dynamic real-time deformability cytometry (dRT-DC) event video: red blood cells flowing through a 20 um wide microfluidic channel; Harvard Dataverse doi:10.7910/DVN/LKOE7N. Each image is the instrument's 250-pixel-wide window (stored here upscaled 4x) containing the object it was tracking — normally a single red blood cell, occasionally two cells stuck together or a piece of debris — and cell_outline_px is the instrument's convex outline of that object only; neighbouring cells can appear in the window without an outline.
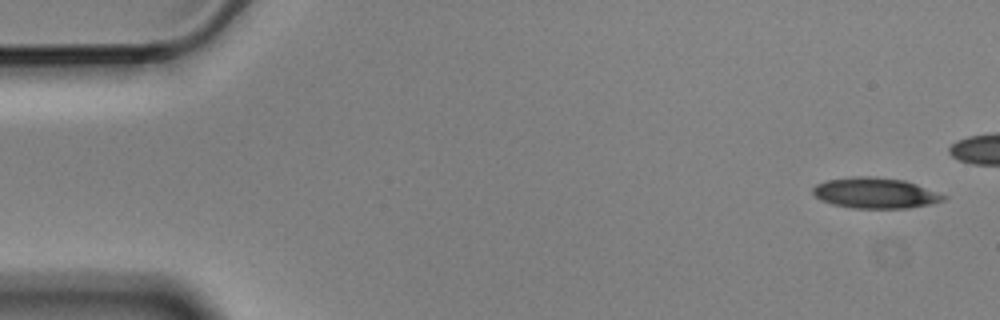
{"species": "Egyptian fruit bat (a non-hibernating species)", "species_latin": "Rousettus aegyptiacus", "temperature_condition": "cold", "stored_images_in_passage": 5, "camera_frame_rate_fps": 3000, "um_per_image_px": 0.085, "animal": {"sex": "male"}, "frame": {"image": 1, "passage_image": 1, "time_ms": 0.0, "image_size_px": [1000, 320], "cell_outline_px": [[948, 196], [944, 200], [932, 204], [908, 208], [852, 208], [832, 204], [820, 200], [812, 192], [812, 188], [816, 184], [828, 180], [852, 176], [876, 176], [904, 180], [916, 184]], "centroid_in_image_um": [74.39, 16.4], "position_along_channel_um": 10.6, "area_um2": 23.47}}
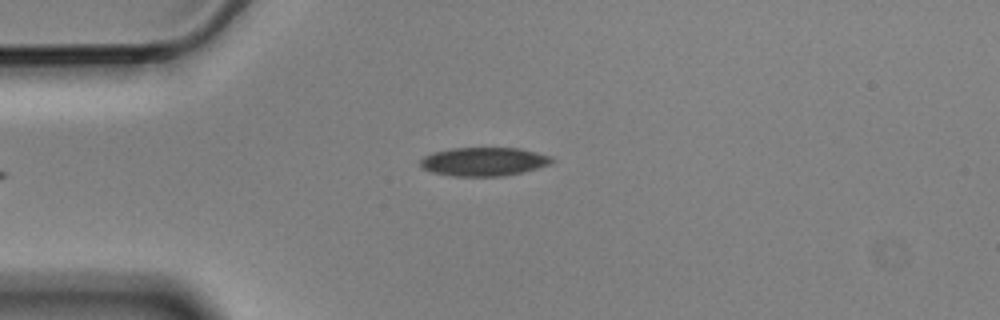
{"frame": {"image": 2, "passage_image": 5, "time_ms": 1.333, "image_size_px": [1000, 320], "cell_outline_px": [[556, 160], [552, 164], [504, 176], [452, 176], [432, 172], [420, 168], [420, 160], [424, 156], [432, 152], [452, 148], [520, 148], [552, 156]], "centroid_in_image_um": [41.12, 13.73], "position_along_channel_um": 43.9, "area_um2": 22.08}}